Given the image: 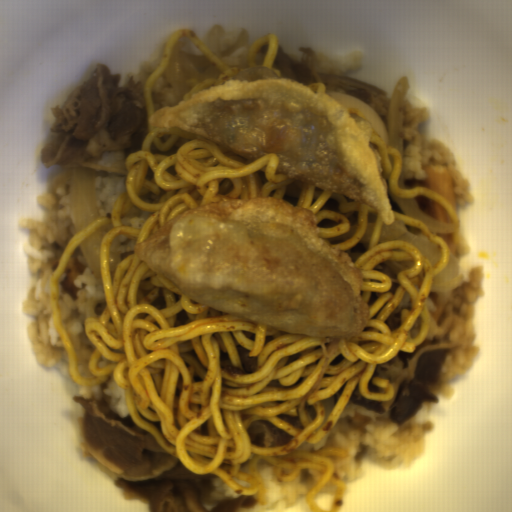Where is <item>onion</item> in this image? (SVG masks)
<instances>
[{"instance_id": "4", "label": "onion", "mask_w": 512, "mask_h": 512, "mask_svg": "<svg viewBox=\"0 0 512 512\" xmlns=\"http://www.w3.org/2000/svg\"><path fill=\"white\" fill-rule=\"evenodd\" d=\"M377 238L379 242L403 241L414 245L422 254L423 258L429 261L433 266H437L441 256V248L439 244L432 240L411 234L406 222L395 219L390 225L382 223L379 228Z\"/></svg>"}, {"instance_id": "2", "label": "onion", "mask_w": 512, "mask_h": 512, "mask_svg": "<svg viewBox=\"0 0 512 512\" xmlns=\"http://www.w3.org/2000/svg\"><path fill=\"white\" fill-rule=\"evenodd\" d=\"M407 89L406 77H402L391 95L387 126L384 120L366 103L339 91L332 90L326 94L333 97L340 105H344L350 114H357L368 121L380 134L388 148H394L401 153L404 149V96Z\"/></svg>"}, {"instance_id": "5", "label": "onion", "mask_w": 512, "mask_h": 512, "mask_svg": "<svg viewBox=\"0 0 512 512\" xmlns=\"http://www.w3.org/2000/svg\"><path fill=\"white\" fill-rule=\"evenodd\" d=\"M111 229L112 228L109 225L99 227V228L91 231L85 238H83L78 243L95 279L99 283L102 279L101 261H100L102 242H103L105 235Z\"/></svg>"}, {"instance_id": "7", "label": "onion", "mask_w": 512, "mask_h": 512, "mask_svg": "<svg viewBox=\"0 0 512 512\" xmlns=\"http://www.w3.org/2000/svg\"><path fill=\"white\" fill-rule=\"evenodd\" d=\"M465 281L463 264L459 258L450 253L448 263L444 270L432 278L431 291L434 293H450Z\"/></svg>"}, {"instance_id": "6", "label": "onion", "mask_w": 512, "mask_h": 512, "mask_svg": "<svg viewBox=\"0 0 512 512\" xmlns=\"http://www.w3.org/2000/svg\"><path fill=\"white\" fill-rule=\"evenodd\" d=\"M403 213L411 220L421 223L428 231L435 234L451 233L455 231L452 223H443L435 219L433 216L420 210L419 205L414 198H398L395 202Z\"/></svg>"}, {"instance_id": "3", "label": "onion", "mask_w": 512, "mask_h": 512, "mask_svg": "<svg viewBox=\"0 0 512 512\" xmlns=\"http://www.w3.org/2000/svg\"><path fill=\"white\" fill-rule=\"evenodd\" d=\"M61 184H70L74 231L100 217L96 169L86 167H63L49 183V191L57 190Z\"/></svg>"}, {"instance_id": "1", "label": "onion", "mask_w": 512, "mask_h": 512, "mask_svg": "<svg viewBox=\"0 0 512 512\" xmlns=\"http://www.w3.org/2000/svg\"><path fill=\"white\" fill-rule=\"evenodd\" d=\"M223 72L197 42L183 35L153 86L154 112L162 107H176L193 87L222 76Z\"/></svg>"}]
</instances>
